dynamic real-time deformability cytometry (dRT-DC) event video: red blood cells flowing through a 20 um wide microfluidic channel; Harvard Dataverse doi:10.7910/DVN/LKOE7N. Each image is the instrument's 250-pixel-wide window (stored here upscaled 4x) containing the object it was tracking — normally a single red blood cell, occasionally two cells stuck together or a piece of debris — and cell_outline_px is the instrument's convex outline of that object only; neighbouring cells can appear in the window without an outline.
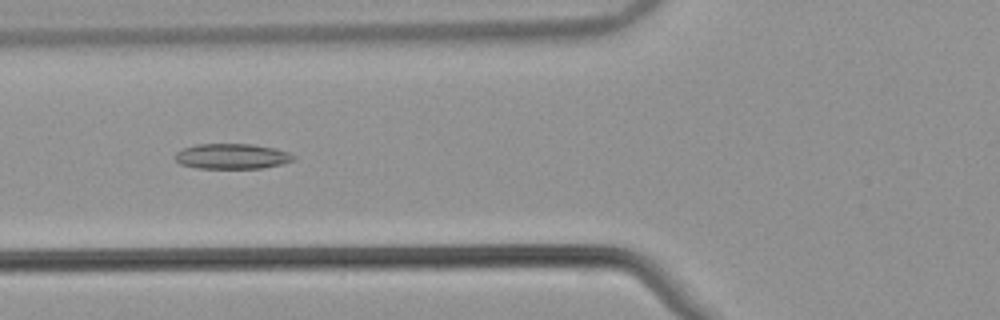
{"species": "common noctule bat (a hibernating species)", "species_latin": "Nyctalus noctula", "temperature_condition": "warm", "stored_images_in_passage": 51, "camera_frame_rate_fps": 3000, "um_per_image_px": 0.085, "animal": {"sex": "male", "body_mass_g": 21.5, "forearm_length_mm": 52.0}, "frame": {"image": 1, "passage_image": 18, "time_ms": 5.667, "image_size_px": [1000, 320], "cell_outline_px": [[296, 160], [264, 168], [196, 168], [180, 164], [172, 156], [176, 152], [184, 148], [196, 144], [252, 144], [272, 148], [288, 152], [296, 156]], "centroid_in_image_um": [19.7, 13.29], "position_along_channel_um": 106.1, "area_um2": 17.51}}
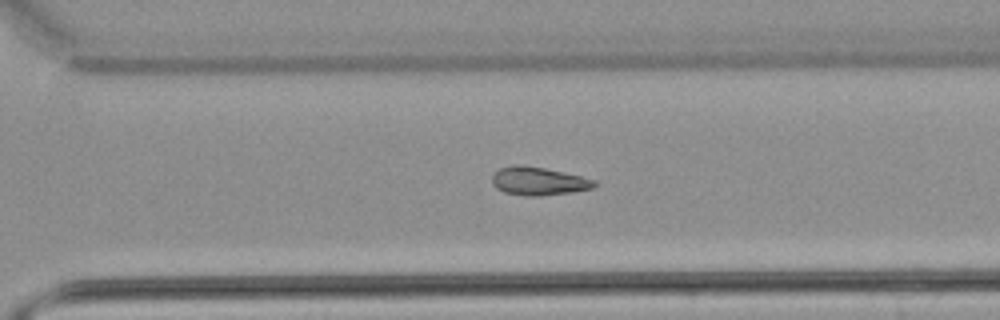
{"frame": {"image": 2, "passage_image": 35, "time_ms": 11.333, "image_size_px": [1000, 320], "cell_outline_px": [[596, 184], [592, 188], [572, 192], [540, 196], [528, 196], [504, 192], [496, 188], [492, 184], [492, 176], [500, 168], [512, 164], [524, 164], [564, 172], [596, 180]], "centroid_in_image_um": [45.74, 15.38], "position_along_channel_um": 324.9, "area_um2": 16.88}}
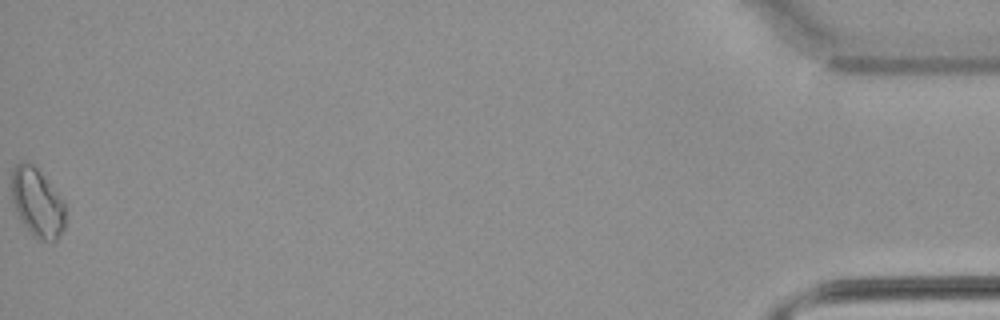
{"frame": {"image": 3, "passage_image": 51, "time_ms": 16.667, "image_size_px": [1000, 320], "cell_outline_px": [[64, 228], [56, 240], [40, 240], [32, 236], [20, 220], [16, 212], [12, 200], [12, 168], [20, 160], [28, 160], [36, 168], [64, 204]], "centroid_in_image_um": [3.11, 17.22], "position_along_channel_um": 432.1, "area_um2": 21.15}}